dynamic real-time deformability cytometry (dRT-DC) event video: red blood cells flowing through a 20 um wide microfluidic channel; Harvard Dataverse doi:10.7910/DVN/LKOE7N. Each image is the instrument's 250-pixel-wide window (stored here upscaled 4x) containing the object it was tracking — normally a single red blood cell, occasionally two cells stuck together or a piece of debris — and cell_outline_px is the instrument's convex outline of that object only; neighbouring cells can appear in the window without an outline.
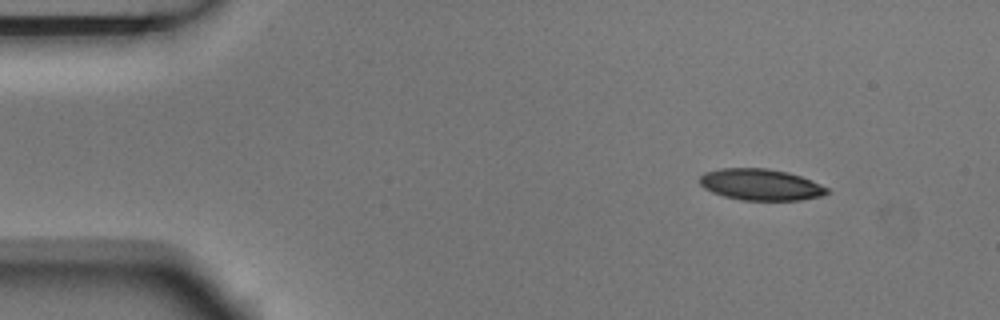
{"species": "Egyptian fruit bat (a non-hibernating species)", "species_latin": "Rousettus aegyptiacus", "temperature_condition": "room temperature", "stored_images_in_passage": 3, "camera_frame_rate_fps": 3000, "um_per_image_px": 0.085, "animal": {"sex": "male"}, "frame": {"image": 1, "passage_image": 1, "time_ms": 0.0, "image_size_px": [1000, 320], "cell_outline_px": [[832, 192], [820, 196], [800, 200], [740, 200], [724, 196], [712, 192], [704, 188], [700, 184], [700, 176], [704, 172], [720, 168], [768, 168], [788, 172], [800, 176], [820, 184], [828, 188]], "centroid_in_image_um": [64.65, 15.69], "position_along_channel_um": 20.4, "area_um2": 23.35}}
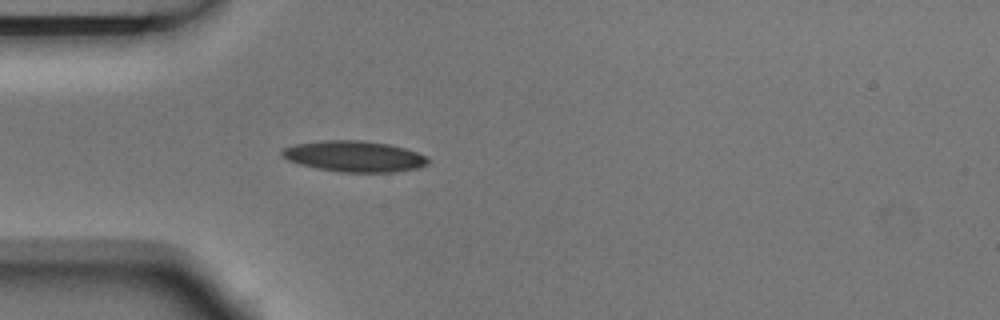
{"frame": {"image": 2, "passage_image": 3, "time_ms": 0.667, "image_size_px": [1000, 320], "cell_outline_px": [[432, 160], [428, 164], [416, 168], [396, 172], [340, 172], [316, 168], [300, 164], [288, 160], [280, 156], [280, 152], [284, 148], [296, 144], [324, 140], [364, 140], [388, 144], [404, 148], [428, 156]], "centroid_in_image_um": [30.13, 13.29], "position_along_channel_um": 54.9, "area_um2": 26.47}}